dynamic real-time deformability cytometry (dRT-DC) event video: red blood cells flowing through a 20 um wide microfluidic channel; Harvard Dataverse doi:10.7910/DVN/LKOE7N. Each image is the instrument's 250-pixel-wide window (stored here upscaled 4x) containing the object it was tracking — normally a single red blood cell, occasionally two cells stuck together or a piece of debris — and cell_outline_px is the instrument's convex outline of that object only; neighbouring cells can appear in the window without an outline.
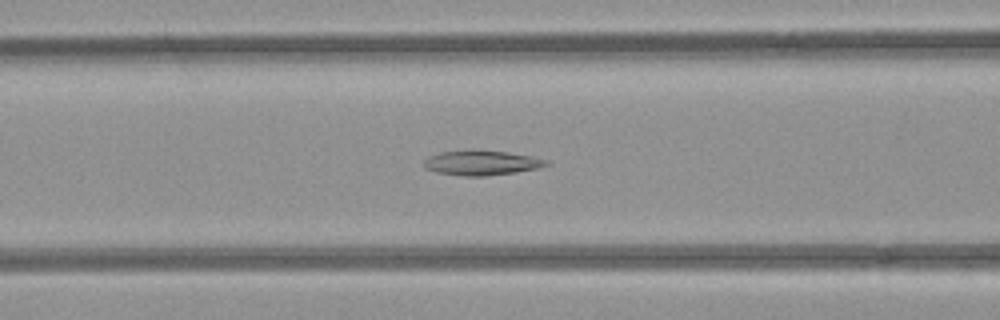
{"species": "common noctule bat (a hibernating species)", "species_latin": "Nyctalus noctula", "temperature_condition": "room temperature", "stored_images_in_passage": 34, "camera_frame_rate_fps": 3000, "um_per_image_px": 0.085, "animal": {"sex": "female", "body_mass_g": 21.9}, "frame": {"image": 1, "passage_image": 9, "time_ms": 2.667, "image_size_px": [1000, 320], "cell_outline_px": [[552, 164], [540, 168], [516, 172], [484, 176], [464, 176], [436, 172], [424, 168], [424, 160], [428, 156], [440, 152], [508, 152], [532, 156], [548, 160]], "centroid_in_image_um": [40.98, 13.87], "position_along_channel_um": 125.6, "area_um2": 17.22}}
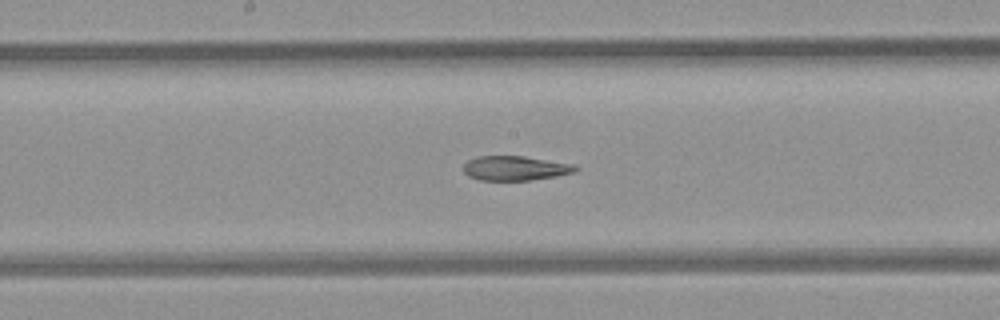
{"frame": {"image": 2, "passage_image": 15, "time_ms": 4.667, "image_size_px": [1000, 320], "cell_outline_px": [[580, 168], [576, 172], [556, 176], [532, 180], [480, 180], [468, 176], [464, 172], [464, 164], [468, 160], [476, 156], [524, 156], [576, 164]], "centroid_in_image_um": [43.84, 14.29], "position_along_channel_um": 204.4, "area_um2": 16.18}}
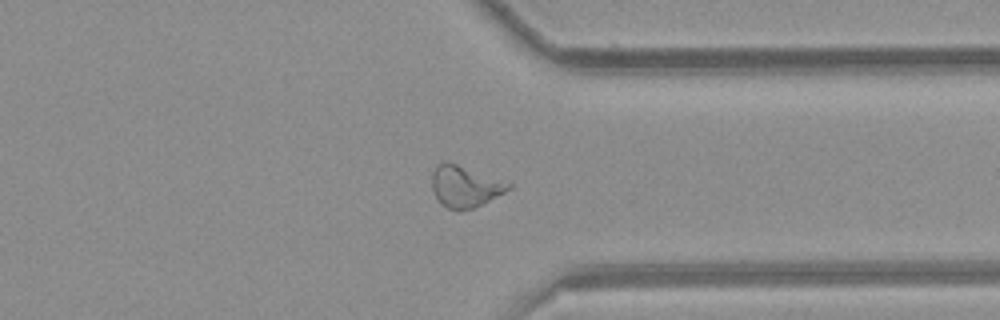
{"frame": {"image": 3, "passage_image": 28, "time_ms": 9.0, "image_size_px": [1000, 320], "cell_outline_px": [[512, 188], [472, 208], [460, 212], [448, 208], [440, 204], [432, 188], [432, 172], [436, 164], [444, 160], [456, 164], [512, 184]], "centroid_in_image_um": [39.46, 15.85], "position_along_channel_um": 371.9, "area_um2": 18.21}}